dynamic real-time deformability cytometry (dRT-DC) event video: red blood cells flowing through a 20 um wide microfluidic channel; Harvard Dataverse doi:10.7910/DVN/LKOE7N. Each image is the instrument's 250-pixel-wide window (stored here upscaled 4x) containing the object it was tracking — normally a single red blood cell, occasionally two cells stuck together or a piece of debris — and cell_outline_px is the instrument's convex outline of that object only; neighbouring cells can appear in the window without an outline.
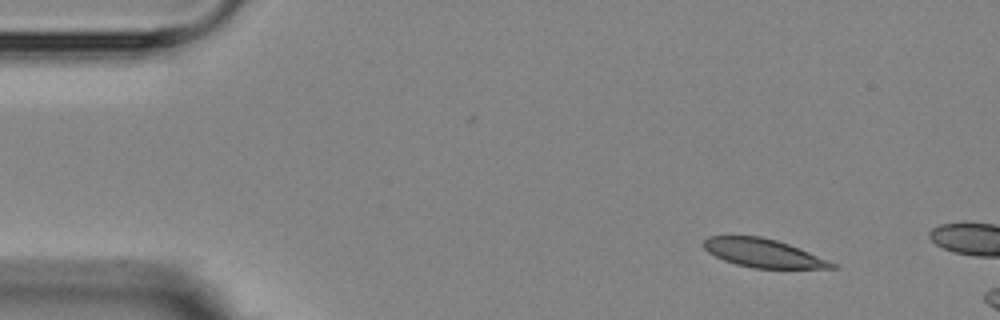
{"species": "Egyptian fruit bat (a non-hibernating species)", "species_latin": "Rousettus aegyptiacus", "temperature_condition": "room temperature", "stored_images_in_passage": 2, "camera_frame_rate_fps": 3000, "um_per_image_px": 0.085, "animal": {"sex": "female"}, "frame": {"image": 1, "passage_image": 1, "time_ms": 0.0, "image_size_px": [1000, 320], "cell_outline_px": [[840, 268], [752, 268], [736, 264], [724, 260], [708, 252], [700, 244], [708, 236], [760, 236], [776, 240], [800, 248], [840, 264]], "centroid_in_image_um": [64.91, 21.51], "position_along_channel_um": 20.1, "area_um2": 21.44}}